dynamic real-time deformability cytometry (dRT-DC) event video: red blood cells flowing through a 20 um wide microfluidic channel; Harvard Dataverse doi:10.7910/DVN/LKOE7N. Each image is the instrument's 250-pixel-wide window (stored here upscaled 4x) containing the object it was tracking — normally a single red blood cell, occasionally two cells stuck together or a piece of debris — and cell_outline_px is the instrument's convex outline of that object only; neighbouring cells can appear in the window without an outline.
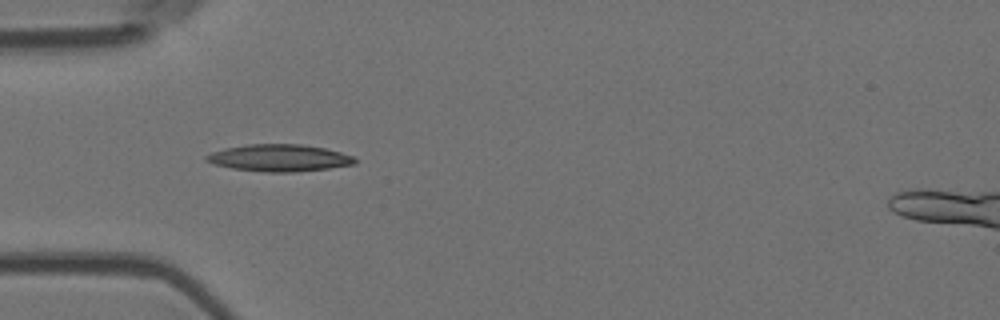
{"species": "Egyptian fruit bat (a non-hibernating species)", "species_latin": "Rousettus aegyptiacus", "temperature_condition": "room temperature", "stored_images_in_passage": 6, "camera_frame_rate_fps": 3000, "um_per_image_px": 0.085, "animal": {"sex": "female"}, "frame": {"image": 1, "passage_image": 5, "time_ms": 1.333, "image_size_px": [1000, 320], "cell_outline_px": [[356, 164], [328, 168], [292, 172], [264, 172], [232, 168], [216, 164], [204, 160], [204, 156], [212, 152], [224, 148], [248, 144], [300, 144], [324, 148], [340, 152], [352, 156], [356, 160]], "centroid_in_image_um": [23.71, 13.42], "position_along_channel_um": 61.3, "area_um2": 23.24}}
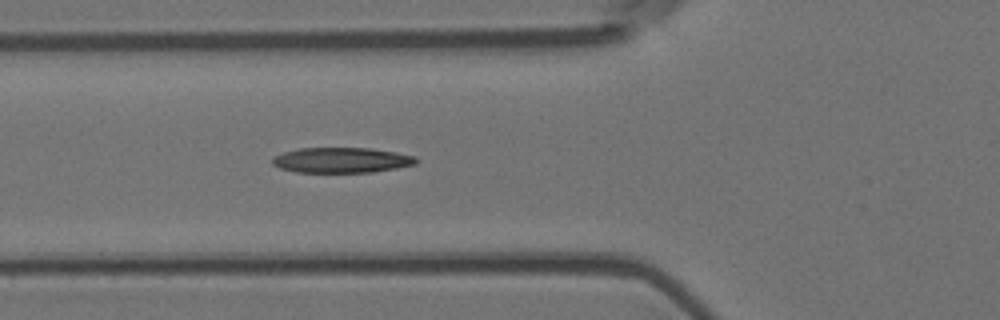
{"frame": {"image": 2, "passage_image": 6, "time_ms": 1.667, "image_size_px": [1000, 320], "cell_outline_px": [[420, 160], [416, 164], [396, 168], [372, 172], [296, 172], [280, 168], [272, 164], [272, 156], [284, 152], [300, 148], [372, 148], [396, 152], [416, 156]], "centroid_in_image_um": [29.05, 13.61], "position_along_channel_um": 96.7, "area_um2": 21.33}}